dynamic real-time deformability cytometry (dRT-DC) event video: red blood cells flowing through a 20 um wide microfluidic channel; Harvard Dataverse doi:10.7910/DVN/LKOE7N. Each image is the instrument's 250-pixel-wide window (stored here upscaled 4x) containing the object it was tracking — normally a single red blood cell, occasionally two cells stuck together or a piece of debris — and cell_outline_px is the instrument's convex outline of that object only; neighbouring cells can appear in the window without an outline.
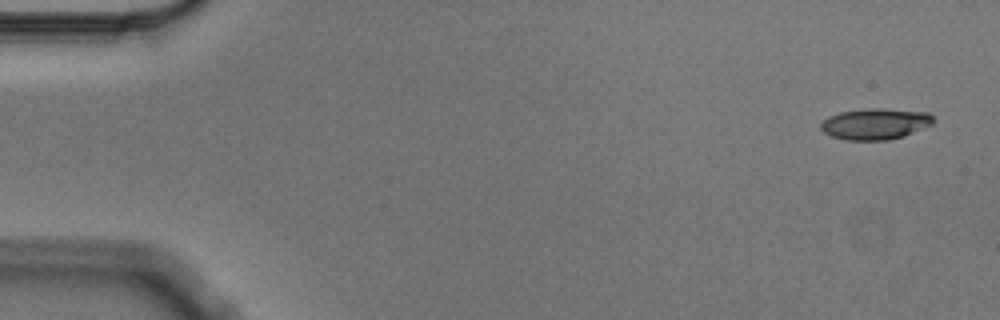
{"species": "Egyptian fruit bat (a non-hibernating species)", "species_latin": "Rousettus aegyptiacus", "temperature_condition": "cold", "stored_images_in_passage": 5, "camera_frame_rate_fps": 3000, "um_per_image_px": 0.085, "animal": {"sex": "male"}, "frame": {"image": 1, "passage_image": 1, "time_ms": 0.0, "image_size_px": [1000, 320], "cell_outline_px": [[936, 120], [932, 124], [904, 136], [888, 140], [848, 140], [832, 136], [824, 132], [820, 128], [820, 124], [828, 116], [840, 112], [872, 108], [880, 108], [928, 112]], "centroid_in_image_um": [74.41, 10.53], "position_along_channel_um": 10.6, "area_um2": 20.35}}